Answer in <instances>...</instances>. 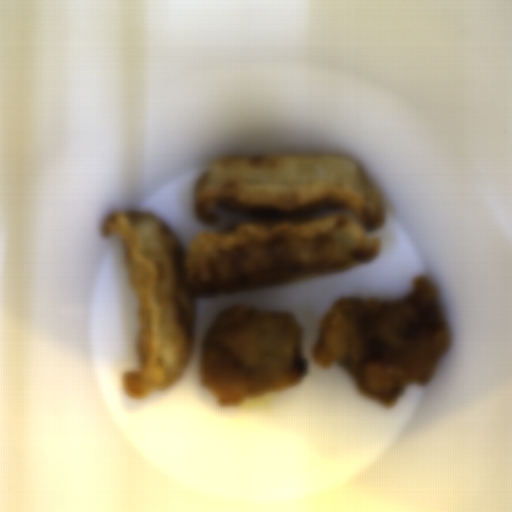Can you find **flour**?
<instances>
[{
  "label": "flour",
  "mask_w": 512,
  "mask_h": 512,
  "mask_svg": "<svg viewBox=\"0 0 512 512\" xmlns=\"http://www.w3.org/2000/svg\"><path fill=\"white\" fill-rule=\"evenodd\" d=\"M193 205L204 225L182 247L154 214L114 212L102 238L124 247L138 305V361L129 398L182 374L195 304L330 274L378 256L371 237L382 198L356 162L337 153L230 154L203 167Z\"/></svg>",
  "instance_id": "obj_1"
}]
</instances>
